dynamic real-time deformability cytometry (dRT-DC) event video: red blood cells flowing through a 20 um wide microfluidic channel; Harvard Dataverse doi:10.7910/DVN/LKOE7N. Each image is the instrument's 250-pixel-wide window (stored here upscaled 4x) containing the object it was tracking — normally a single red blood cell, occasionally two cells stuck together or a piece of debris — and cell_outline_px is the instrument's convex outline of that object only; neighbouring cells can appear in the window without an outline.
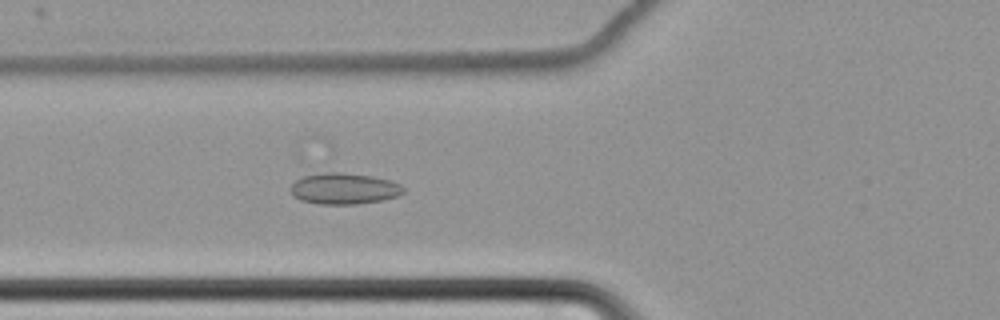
{"species": "common noctule bat (a hibernating species)", "species_latin": "Nyctalus noctula", "temperature_condition": "cold", "stored_images_in_passage": 55, "camera_frame_rate_fps": 3000, "um_per_image_px": 0.085, "animal": {"sex": "female", "body_mass_g": 22.7, "forearm_length_mm": 54.2}, "frame": {"image": 1, "passage_image": 29, "time_ms": 9.333, "image_size_px": [1000, 320], "cell_outline_px": [[404, 192], [396, 196], [384, 200], [356, 204], [320, 204], [300, 200], [292, 196], [288, 188], [296, 180], [304, 176], [324, 172], [340, 172], [372, 176], [392, 180], [400, 184], [404, 188]], "centroid_in_image_um": [29.23, 16.03], "position_along_channel_um": 96.6, "area_um2": 20.69}}
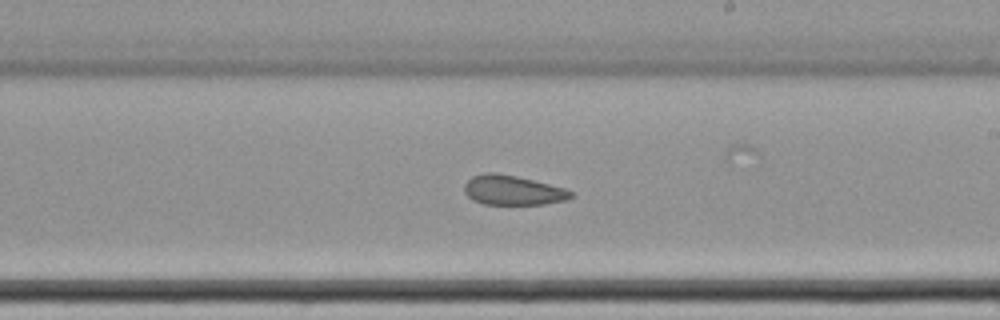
{"frame": {"image": 2, "passage_image": 42, "time_ms": 13.667, "image_size_px": [1000, 320], "cell_outline_px": [[572, 196], [568, 200], [544, 204], [484, 204], [472, 200], [464, 192], [464, 184], [472, 176], [484, 172], [496, 172], [516, 176], [564, 188], [572, 192]], "centroid_in_image_um": [43.55, 16.17], "position_along_channel_um": 245.5, "area_um2": 18.38}}
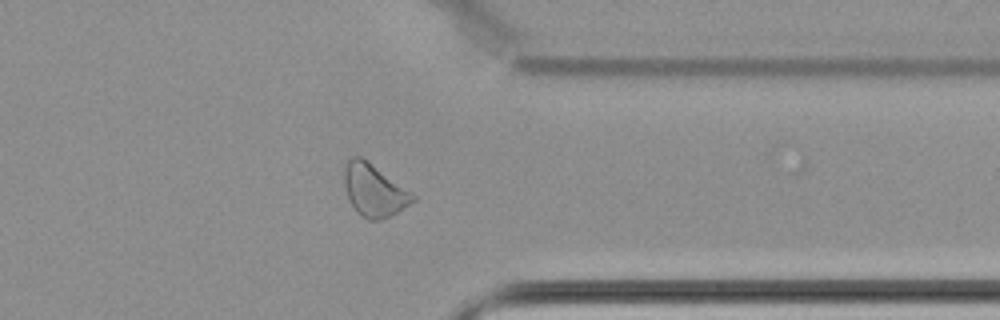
{"frame": {"image": 3, "passage_image": 54, "time_ms": 17.667, "image_size_px": [1000, 320], "cell_outline_px": [[416, 200], [396, 212], [380, 220], [368, 220], [360, 216], [356, 212], [348, 200], [344, 184], [344, 164], [352, 156], [360, 156], [412, 192], [416, 196]], "centroid_in_image_um": [31.76, 16.19], "position_along_channel_um": 379.6, "area_um2": 20.81}}